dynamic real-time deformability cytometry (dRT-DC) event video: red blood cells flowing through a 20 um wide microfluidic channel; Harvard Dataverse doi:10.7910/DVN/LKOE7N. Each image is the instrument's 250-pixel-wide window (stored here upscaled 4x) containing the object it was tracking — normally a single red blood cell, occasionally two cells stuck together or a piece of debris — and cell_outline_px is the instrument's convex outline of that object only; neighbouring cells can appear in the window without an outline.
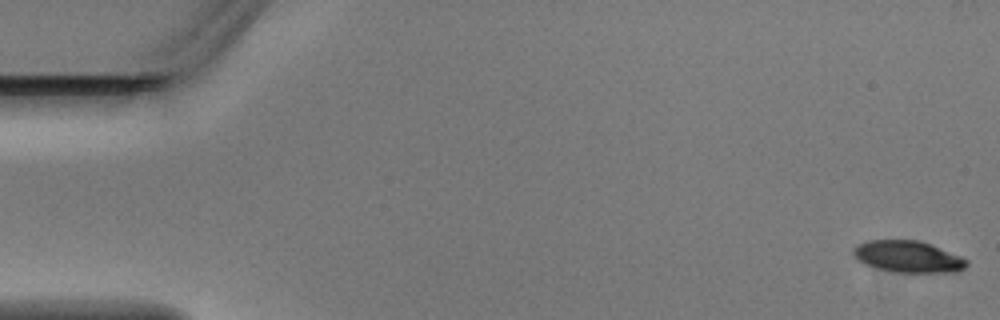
{"species": "Egyptian fruit bat (a non-hibernating species)", "species_latin": "Rousettus aegyptiacus", "temperature_condition": "warm", "stored_images_in_passage": 5, "camera_frame_rate_fps": 3000, "um_per_image_px": 0.085, "animal": {"sex": "male"}, "frame": {"image": 1, "passage_image": 1, "time_ms": 0.0, "image_size_px": [1000, 320], "cell_outline_px": [[968, 264], [960, 272], [900, 272], [880, 268], [864, 264], [852, 252], [852, 248], [856, 244], [868, 240], [916, 240], [928, 244], [960, 256], [968, 260]], "centroid_in_image_um": [77.18, 21.81], "position_along_channel_um": 7.8, "area_um2": 20.52}}
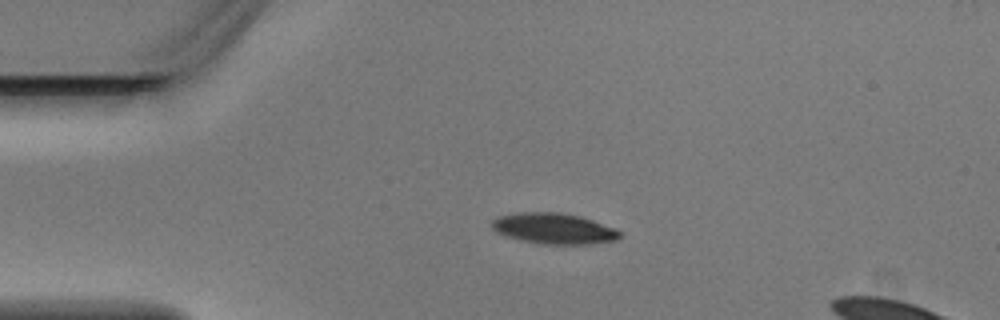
{"frame": {"image": 2, "passage_image": 3, "time_ms": 0.667, "image_size_px": [1000, 320], "cell_outline_px": [[620, 236], [616, 240], [592, 244], [540, 244], [520, 240], [496, 232], [492, 228], [492, 220], [500, 216], [520, 212], [560, 212], [580, 216], [616, 228], [620, 232]], "centroid_in_image_um": [47.09, 19.43], "position_along_channel_um": 37.9, "area_um2": 22.95}}